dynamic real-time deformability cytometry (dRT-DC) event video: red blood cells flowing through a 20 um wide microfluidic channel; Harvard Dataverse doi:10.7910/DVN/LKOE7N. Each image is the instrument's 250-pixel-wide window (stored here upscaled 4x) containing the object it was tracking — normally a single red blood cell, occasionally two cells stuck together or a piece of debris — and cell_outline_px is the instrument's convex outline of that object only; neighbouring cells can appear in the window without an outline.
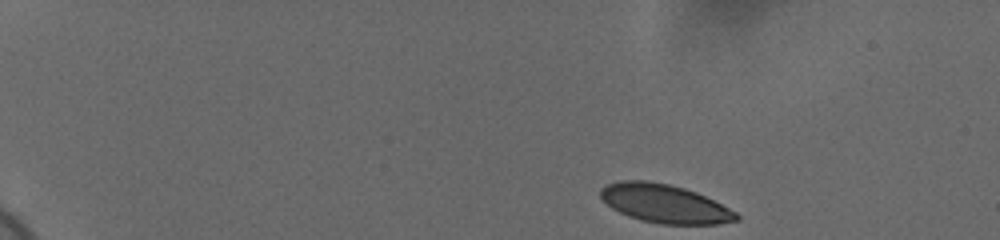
{"species": "human", "species_latin": "Homo sapiens", "temperature_condition": "cold", "stored_images_in_passage": 49, "camera_frame_rate_fps": 3000, "um_per_image_px": 0.085, "donor": {"sex": "female"}, "frame": {"image": 1, "passage_image": 1, "time_ms": 0.0, "image_size_px": [1000, 240], "cell_outline_px": [[740, 220], [720, 224], [660, 224], [640, 220], [628, 216], [612, 208], [600, 196], [600, 188], [608, 184], [620, 180], [644, 180], [668, 184], [684, 188], [696, 192], [736, 212], [740, 216]], "centroid_in_image_um": [56.49, 17.31], "position_along_channel_um": 28.5, "area_um2": 30.35}}
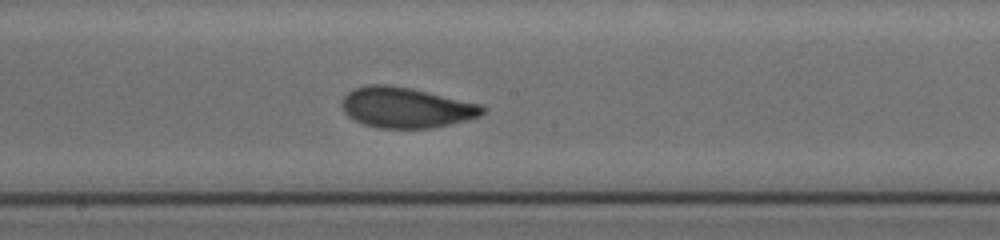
{"frame": {"image": 2, "passage_image": 26, "time_ms": 8.333, "image_size_px": [1000, 240], "cell_outline_px": [[484, 112], [480, 116], [468, 120], [432, 128], [376, 128], [364, 124], [348, 116], [344, 112], [340, 104], [344, 96], [348, 92], [356, 88], [368, 84], [388, 84], [412, 88], [484, 104]], "centroid_in_image_um": [34.54, 9.13], "position_along_channel_um": 213.7, "area_um2": 33.52}}
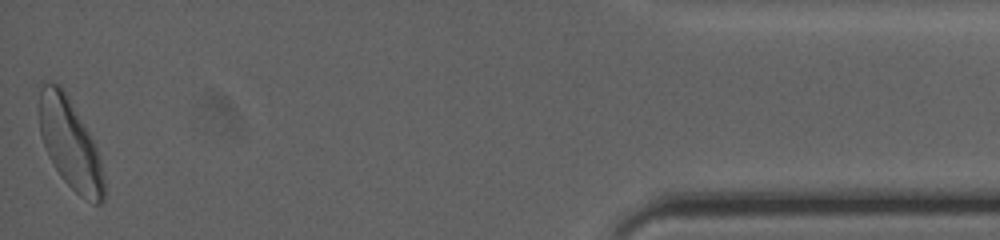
{"frame": {"image": 3, "passage_image": 49, "time_ms": 16.0, "image_size_px": [1000, 240], "cell_outline_px": [[104, 200], [100, 204], [96, 204], [80, 196], [60, 176], [48, 156], [40, 136], [40, 80], [60, 84], [68, 96], [88, 132], [96, 148], [100, 160], [104, 176]], "centroid_in_image_um": [5.94, 12.21], "position_along_channel_um": 429.3, "area_um2": 33.64}, "authors_computed_cell_mechanics": {"area_um2": 32.3102, "velocity_mm_per_s": 3.6731, "shape_relaxation_time_tau1_ms": 3.6688, "shape_relaxation_time_tau2_ms": 1.0733, "deformation_change_tau1": 0.1494, "deformation_change_tau2": 0.0546}}